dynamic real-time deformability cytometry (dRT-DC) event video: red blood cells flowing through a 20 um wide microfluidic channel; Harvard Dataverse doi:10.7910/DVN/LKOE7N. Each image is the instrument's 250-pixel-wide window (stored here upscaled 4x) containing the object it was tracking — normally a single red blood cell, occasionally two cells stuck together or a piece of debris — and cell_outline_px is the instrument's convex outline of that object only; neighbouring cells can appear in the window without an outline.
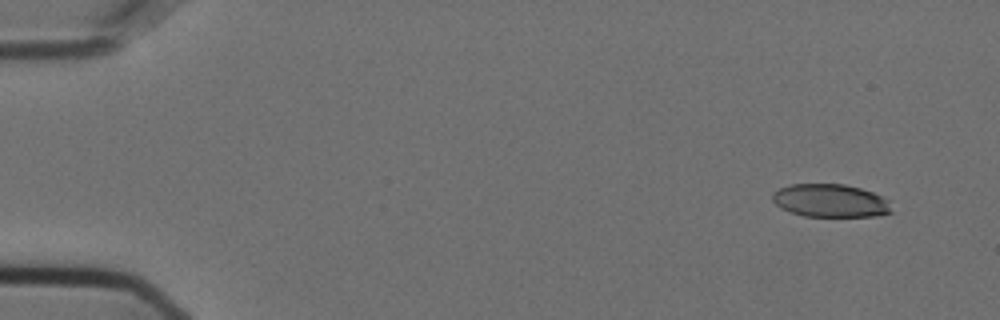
{"species": "Egyptian fruit bat (a non-hibernating species)", "species_latin": "Rousettus aegyptiacus", "temperature_condition": "cold", "stored_images_in_passage": 56, "camera_frame_rate_fps": 3000, "um_per_image_px": 0.085, "animal": {"sex": "female"}, "frame": {"image": 1, "passage_image": 4, "time_ms": 1.0, "image_size_px": [1000, 320], "cell_outline_px": [[892, 212], [876, 216], [804, 216], [788, 212], [780, 208], [772, 200], [772, 192], [780, 188], [792, 184], [844, 184], [860, 188], [872, 192], [888, 200]], "centroid_in_image_um": [70.54, 17.06], "position_along_channel_um": 14.5, "area_um2": 22.95}}
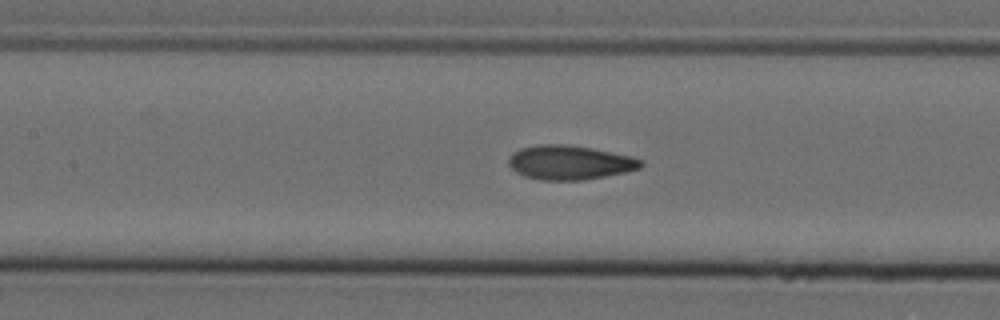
{"frame": {"image": 2, "passage_image": 26, "time_ms": 8.333, "image_size_px": [1000, 320], "cell_outline_px": [[644, 164], [640, 168], [624, 172], [584, 180], [540, 180], [524, 176], [516, 172], [508, 164], [508, 156], [512, 152], [520, 148], [536, 144], [564, 144], [592, 148], [632, 156], [644, 160]], "centroid_in_image_um": [48.4, 13.8], "position_along_channel_um": 159.0, "area_um2": 26.59}}
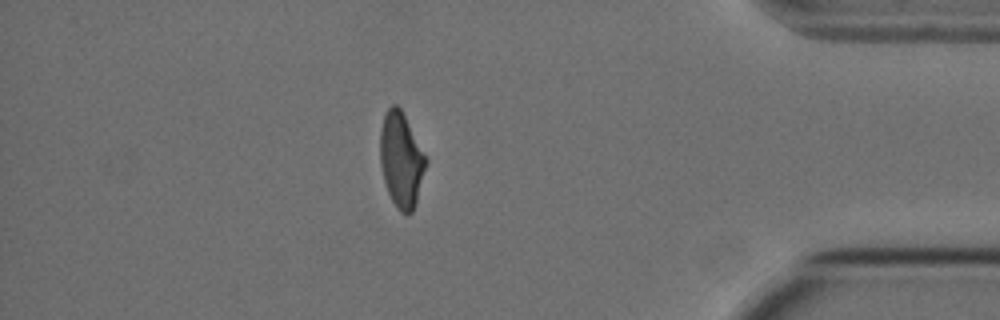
{"frame": {"image": 3, "passage_image": 49, "time_ms": 16.0, "image_size_px": [1000, 320], "cell_outline_px": [[428, 160], [416, 204], [412, 212], [408, 216], [400, 212], [396, 208], [388, 192], [384, 180], [380, 164], [380, 128], [384, 116], [388, 108], [392, 104], [396, 104], [400, 108]], "centroid_in_image_um": [34.1, 13.63], "position_along_channel_um": 401.1, "area_um2": 25.32}, "authors_computed_cell_mechanics": {"area_um2": 25.7788, "velocity_mm_per_s": 3.6086, "shape_relaxation_time_tau1_ms": 9.6243, "shape_relaxation_time_tau2_ms": 1.4904, "deformation_change_tau1": 0.2254, "deformation_change_tau2": 0.0712}}